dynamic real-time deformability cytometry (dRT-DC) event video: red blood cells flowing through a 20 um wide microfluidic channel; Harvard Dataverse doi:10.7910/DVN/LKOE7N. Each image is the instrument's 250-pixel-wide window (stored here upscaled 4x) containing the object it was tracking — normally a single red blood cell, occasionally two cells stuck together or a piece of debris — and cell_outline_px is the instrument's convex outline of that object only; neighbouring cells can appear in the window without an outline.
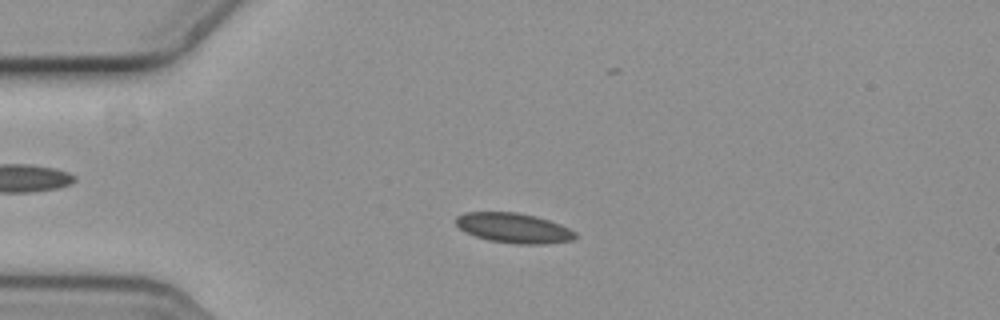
{"species": "common noctule bat (a hibernating species)", "species_latin": "Nyctalus noctula", "temperature_condition": "cold", "stored_images_in_passage": 59, "camera_frame_rate_fps": 3000, "um_per_image_px": 0.085, "animal": {"sex": "female", "body_mass_g": 19.3, "forearm_length_mm": 54.1}, "frame": {"image": 1, "passage_image": 14, "time_ms": 4.333, "image_size_px": [1000, 320], "cell_outline_px": [[580, 236], [572, 240], [544, 244], [516, 244], [488, 240], [464, 232], [456, 224], [456, 216], [464, 212], [516, 212], [536, 216], [560, 224], [576, 232]], "centroid_in_image_um": [43.67, 19.38], "position_along_channel_um": 41.3, "area_um2": 20.92}}
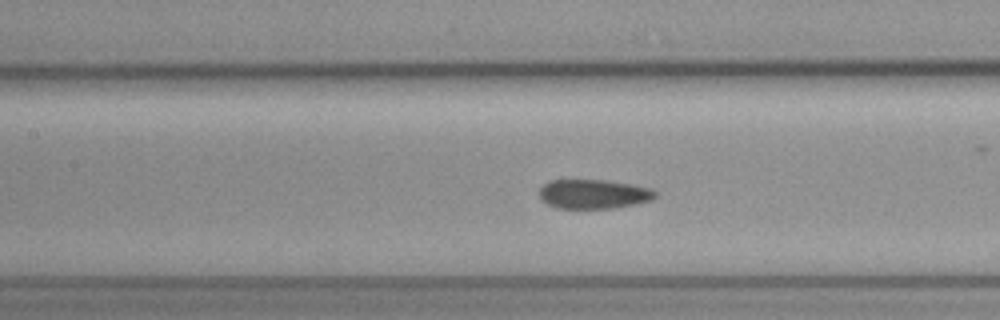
{"frame": {"image": 2, "passage_image": 26, "time_ms": 8.333, "image_size_px": [1000, 320], "cell_outline_px": [[656, 196], [652, 200], [636, 204], [616, 208], [556, 208], [540, 200], [540, 188], [548, 180], [608, 180], [632, 184], [652, 188], [656, 192]], "centroid_in_image_um": [50.47, 16.49], "position_along_channel_um": 156.9, "area_um2": 20.0}}
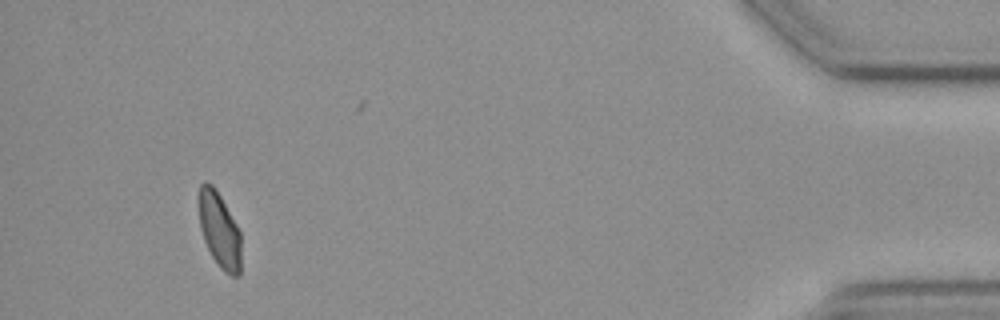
{"frame": {"image": 3, "passage_image": 54, "time_ms": 17.667, "image_size_px": [1000, 320], "cell_outline_px": [[240, 276], [232, 276], [224, 272], [220, 268], [212, 256], [204, 240], [200, 228], [200, 184], [204, 180], [212, 184], [220, 196], [236, 224], [240, 232]], "centroid_in_image_um": [18.66, 19.58], "position_along_channel_um": 416.5, "area_um2": 18.21}, "authors_computed_cell_mechanics": {"area_um2": 20.1144, "velocity_mm_per_s": 3.5794, "shape_relaxation_time_tau1_ms": null, "shape_relaxation_time_tau2_ms": 2.284, "deformation_change_tau1": null, "deformation_change_tau2": 0.0689}}